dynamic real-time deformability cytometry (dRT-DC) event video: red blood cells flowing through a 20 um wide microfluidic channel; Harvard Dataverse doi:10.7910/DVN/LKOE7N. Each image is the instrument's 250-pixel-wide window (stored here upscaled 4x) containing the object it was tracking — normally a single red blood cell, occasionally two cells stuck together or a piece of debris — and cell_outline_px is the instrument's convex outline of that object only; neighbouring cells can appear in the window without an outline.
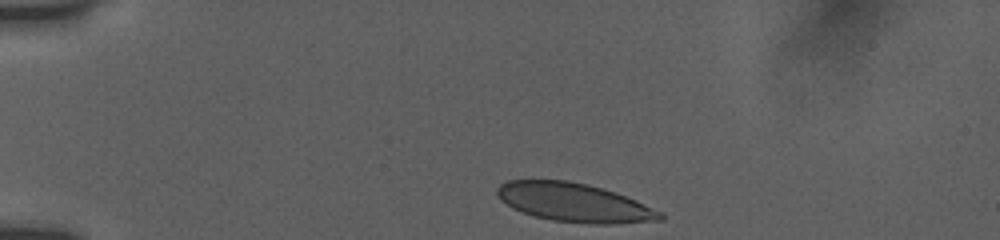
{"species": "human", "species_latin": "Homo sapiens", "temperature_condition": "room temperature", "stored_images_in_passage": 12, "camera_frame_rate_fps": 3000, "um_per_image_px": 0.085, "donor": {"sex": "female"}, "frame": {"image": 1, "passage_image": 1, "time_ms": 0.0, "image_size_px": [1000, 240], "cell_outline_px": [[664, 220], [616, 224], [588, 224], [552, 220], [532, 216], [512, 208], [500, 200], [496, 192], [496, 188], [500, 184], [508, 180], [568, 180], [588, 184], [616, 192], [636, 200], [664, 212]], "centroid_in_image_um": [48.83, 17.22], "position_along_channel_um": 36.2, "area_um2": 37.28}}
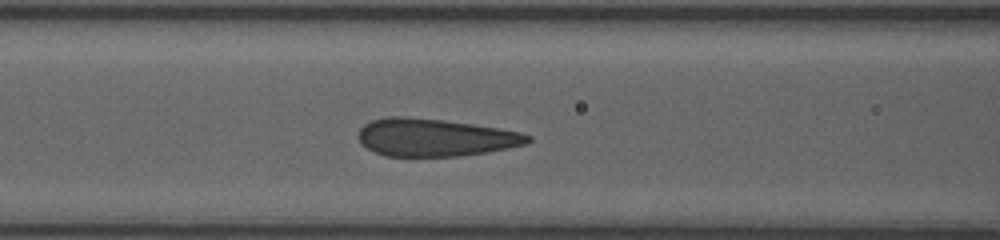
{"frame": {"image": 2, "passage_image": 9, "time_ms": 4.0, "image_size_px": [1000, 240], "cell_outline_px": [[532, 140], [528, 144], [488, 152], [460, 156], [384, 156], [360, 144], [360, 128], [364, 124], [372, 120], [388, 116], [404, 116], [444, 120], [472, 124], [520, 132], [532, 136]], "centroid_in_image_um": [36.99, 11.68], "position_along_channel_um": 129.6, "area_um2": 37.17}}
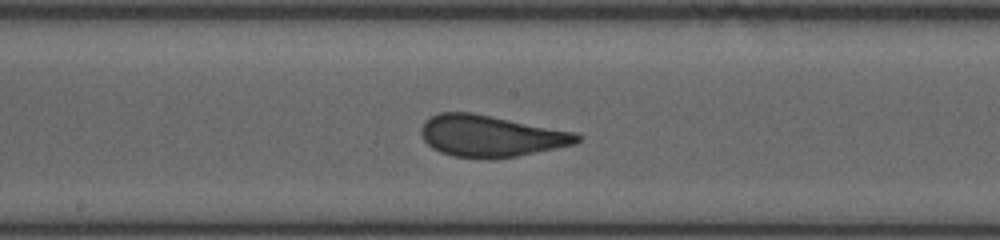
{"frame": {"image": 3, "passage_image": 12, "time_ms": 6.0, "image_size_px": [1000, 240], "cell_outline_px": [[580, 140], [576, 144], [516, 156], [452, 156], [440, 152], [432, 148], [424, 140], [420, 132], [420, 128], [424, 120], [440, 112], [472, 112], [576, 132], [580, 136]], "centroid_in_image_um": [41.7, 11.52], "position_along_channel_um": 206.5, "area_um2": 37.11}}